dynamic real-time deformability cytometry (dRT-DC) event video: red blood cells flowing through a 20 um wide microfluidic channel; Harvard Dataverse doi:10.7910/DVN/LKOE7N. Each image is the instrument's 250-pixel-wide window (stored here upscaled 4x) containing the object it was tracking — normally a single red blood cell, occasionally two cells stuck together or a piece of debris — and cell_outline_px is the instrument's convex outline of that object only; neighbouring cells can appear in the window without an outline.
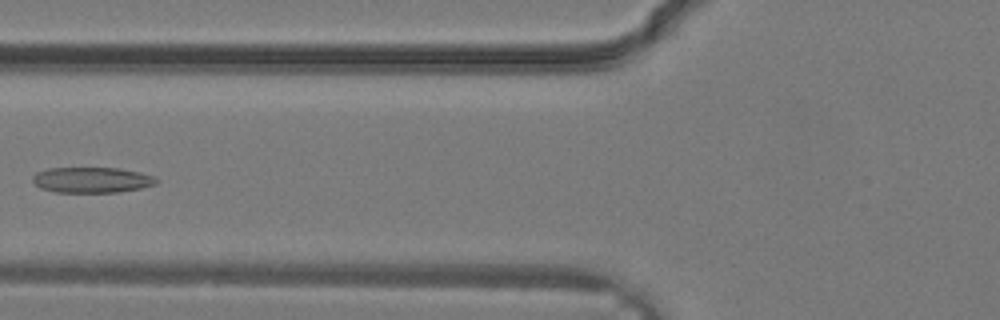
{"species": "common noctule bat (a hibernating species)", "species_latin": "Nyctalus noctula", "temperature_condition": "warm", "stored_images_in_passage": 34, "camera_frame_rate_fps": 3000, "um_per_image_px": 0.085, "animal": {"sex": "male", "body_mass_g": 19.2, "forearm_length_mm": 51.8}, "frame": {"image": 1, "passage_image": 13, "time_ms": 4.0, "image_size_px": [1000, 320], "cell_outline_px": [[160, 180], [156, 184], [140, 188], [120, 192], [56, 192], [40, 188], [32, 180], [32, 176], [36, 172], [48, 168], [116, 168], [140, 172], [152, 176]], "centroid_in_image_um": [7.8, 15.29], "position_along_channel_um": 118.0, "area_um2": 18.44}}
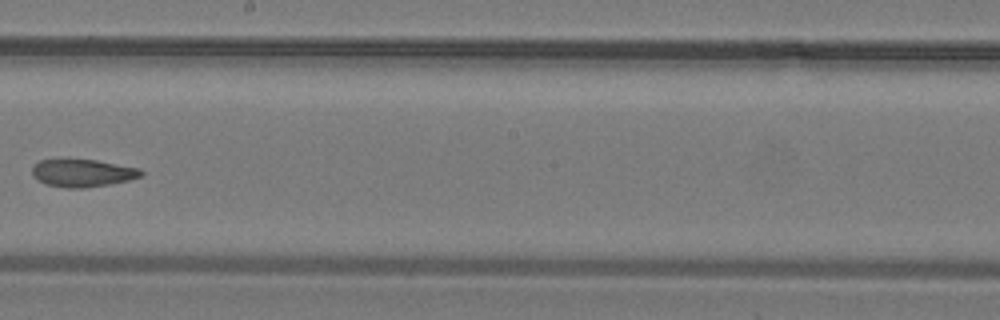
{"frame": {"image": 2, "passage_image": 19, "time_ms": 6.0, "image_size_px": [1000, 320], "cell_outline_px": [[144, 172], [140, 176], [128, 180], [108, 184], [84, 188], [64, 188], [44, 184], [36, 180], [32, 176], [32, 164], [40, 160], [96, 160], [140, 168]], "centroid_in_image_um": [6.96, 14.71], "position_along_channel_um": 241.2, "area_um2": 17.57}}
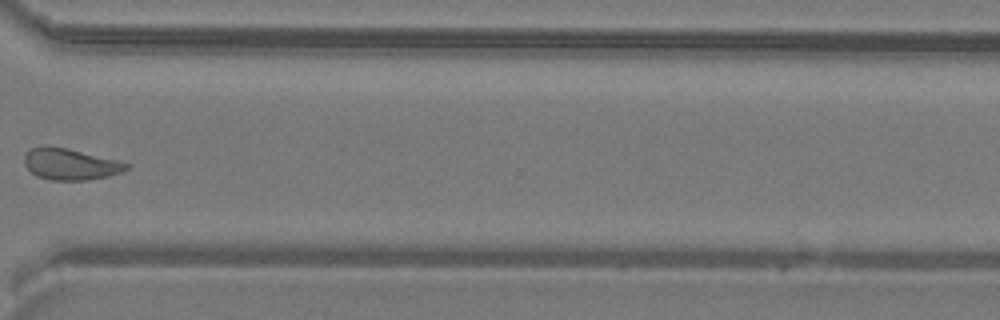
{"frame": {"image": 3, "passage_image": 25, "time_ms": 8.0, "image_size_px": [1000, 320], "cell_outline_px": [[128, 168], [120, 172], [108, 176], [84, 180], [48, 180], [36, 176], [24, 164], [24, 156], [32, 148], [44, 144], [48, 144], [68, 148], [116, 160], [128, 164]], "centroid_in_image_um": [5.91, 13.94], "position_along_channel_um": 364.7, "area_um2": 18.61}}